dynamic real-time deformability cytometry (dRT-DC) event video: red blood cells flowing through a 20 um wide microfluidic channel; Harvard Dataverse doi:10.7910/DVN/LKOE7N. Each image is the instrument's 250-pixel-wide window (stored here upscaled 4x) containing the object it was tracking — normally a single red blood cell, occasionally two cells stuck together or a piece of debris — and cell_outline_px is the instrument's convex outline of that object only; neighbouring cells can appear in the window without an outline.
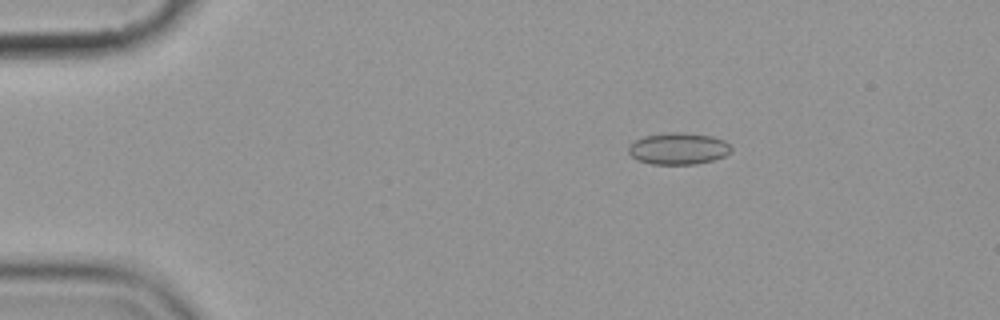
{"species": "common noctule bat (a hibernating species)", "species_latin": "Nyctalus noctula", "temperature_condition": "cold", "stored_images_in_passage": 6, "camera_frame_rate_fps": 3000, "um_per_image_px": 0.085, "animal": {"sex": "female", "body_mass_g": 19.9}, "frame": {"image": 1, "passage_image": 3, "time_ms": 2.333, "image_size_px": [1000, 320], "cell_outline_px": [[732, 148], [724, 156], [712, 160], [696, 164], [652, 164], [636, 160], [628, 152], [628, 144], [644, 136], [668, 132], [684, 132], [712, 136], [724, 140]], "centroid_in_image_um": [57.62, 12.62], "position_along_channel_um": 27.4, "area_um2": 19.02}}
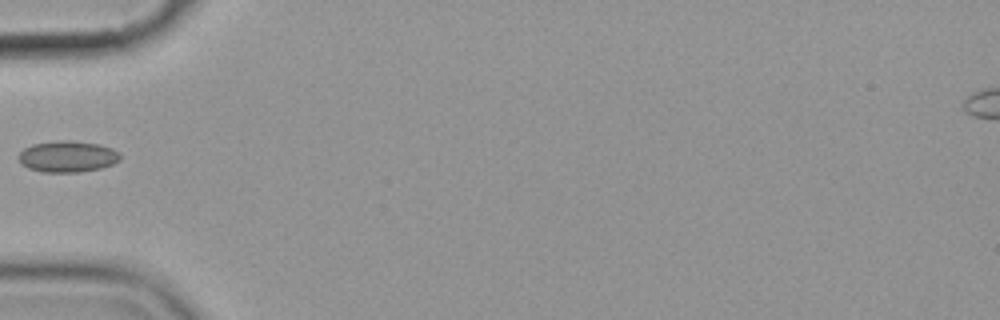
{"frame": {"image": 2, "passage_image": 5, "time_ms": 5.667, "image_size_px": [1000, 320], "cell_outline_px": [[120, 160], [112, 164], [100, 168], [80, 172], [44, 172], [28, 168], [20, 164], [16, 156], [24, 148], [32, 144], [56, 140], [72, 140], [100, 144], [112, 148], [120, 152]], "centroid_in_image_um": [5.72, 13.29], "position_along_channel_um": 79.3, "area_um2": 18.84}}
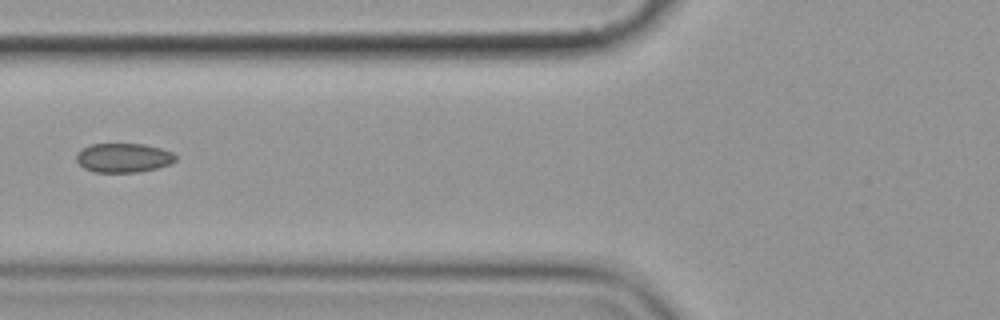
{"frame": {"image": 3, "passage_image": 6, "time_ms": 6.667, "image_size_px": [1000, 320], "cell_outline_px": [[176, 160], [172, 164], [156, 168], [136, 172], [92, 172], [84, 168], [76, 160], [76, 152], [92, 144], [144, 144], [160, 148], [172, 152], [176, 156]], "centroid_in_image_um": [10.5, 13.41], "position_along_channel_um": 115.3, "area_um2": 16.88}}